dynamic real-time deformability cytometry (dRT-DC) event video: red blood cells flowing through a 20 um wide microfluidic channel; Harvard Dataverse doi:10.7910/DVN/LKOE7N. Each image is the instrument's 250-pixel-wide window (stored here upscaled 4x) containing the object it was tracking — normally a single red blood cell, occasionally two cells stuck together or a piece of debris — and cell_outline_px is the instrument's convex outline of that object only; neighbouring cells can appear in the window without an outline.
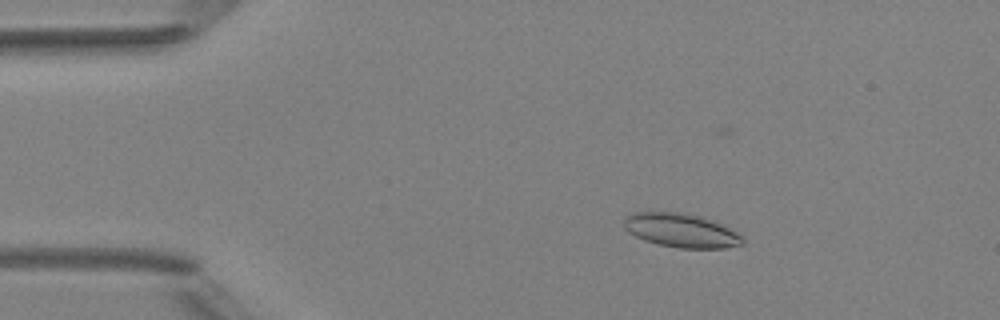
{"species": "Egyptian fruit bat (a non-hibernating species)", "species_latin": "Rousettus aegyptiacus", "temperature_condition": "room temperature", "stored_images_in_passage": 7, "camera_frame_rate_fps": 3000, "um_per_image_px": 0.085, "animal": {"sex": "female"}, "frame": {"image": 1, "passage_image": 4, "time_ms": 3.667, "image_size_px": [1000, 320], "cell_outline_px": [[744, 244], [724, 248], [680, 248], [656, 244], [644, 240], [628, 232], [624, 228], [624, 216], [632, 212], [680, 212], [700, 216], [712, 220], [736, 232], [744, 240]], "centroid_in_image_um": [57.85, 19.58], "position_along_channel_um": 27.1, "area_um2": 23.41}}
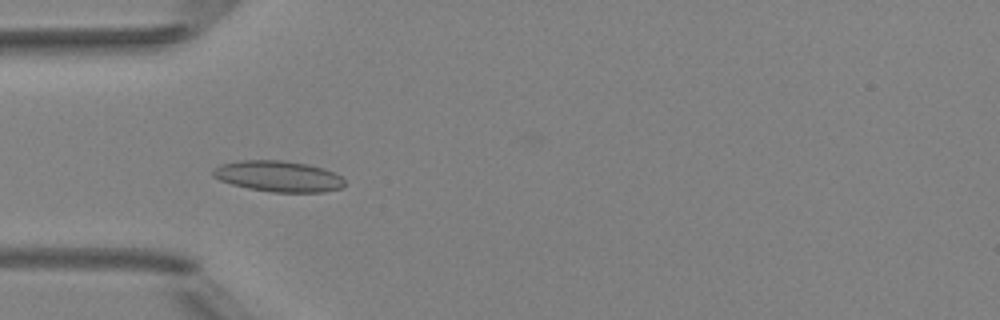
{"frame": {"image": 2, "passage_image": 6, "time_ms": 6.0, "image_size_px": [1000, 320], "cell_outline_px": [[344, 184], [340, 188], [324, 192], [272, 192], [248, 188], [232, 184], [220, 180], [212, 176], [212, 168], [220, 164], [240, 160], [280, 160], [308, 164], [324, 168], [340, 176], [344, 180]], "centroid_in_image_um": [23.62, 14.98], "position_along_channel_um": 61.4, "area_um2": 23.76}}
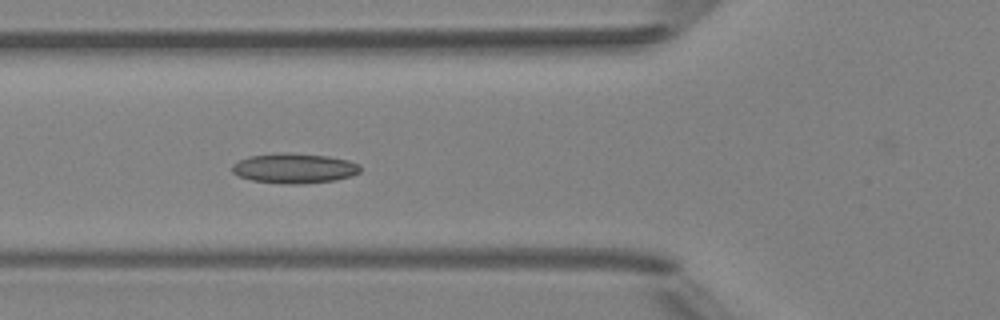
{"frame": {"image": 3, "passage_image": 7, "time_ms": 7.0, "image_size_px": [1000, 320], "cell_outline_px": [[360, 172], [352, 176], [336, 180], [300, 184], [288, 184], [252, 180], [236, 176], [232, 172], [232, 164], [248, 156], [284, 152], [288, 152], [328, 156], [348, 160], [356, 164], [360, 168]], "centroid_in_image_um": [24.99, 14.3], "position_along_channel_um": 100.8, "area_um2": 22.43}}